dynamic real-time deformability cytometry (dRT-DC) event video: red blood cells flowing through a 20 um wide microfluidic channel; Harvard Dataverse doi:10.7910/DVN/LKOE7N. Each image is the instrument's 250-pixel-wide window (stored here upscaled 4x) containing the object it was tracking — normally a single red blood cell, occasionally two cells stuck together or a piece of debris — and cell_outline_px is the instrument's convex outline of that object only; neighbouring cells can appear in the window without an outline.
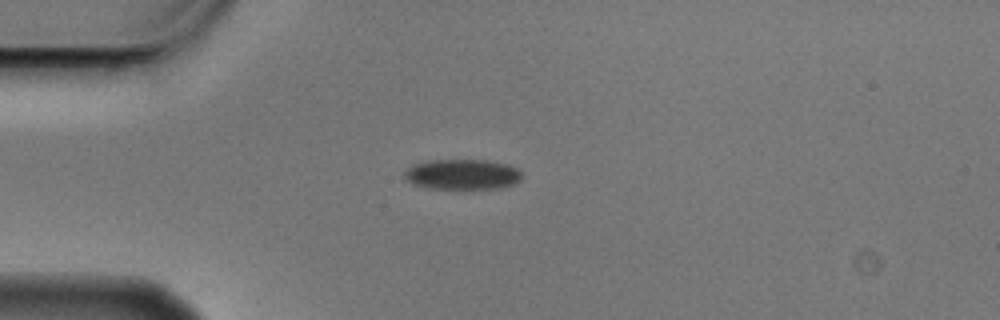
{"species": "Egyptian fruit bat (a non-hibernating species)", "species_latin": "Rousettus aegyptiacus", "temperature_condition": "cold", "stored_images_in_passage": 3, "camera_frame_rate_fps": 3000, "um_per_image_px": 0.085, "animal": {"sex": "male"}, "frame": {"image": 1, "passage_image": 1, "time_ms": 0.0, "image_size_px": [1000, 320], "cell_outline_px": [[520, 180], [504, 188], [424, 188], [412, 184], [404, 180], [404, 172], [412, 164], [424, 160], [488, 160], [508, 164], [516, 168], [520, 172]], "centroid_in_image_um": [39.23, 14.81], "position_along_channel_um": 45.8, "area_um2": 20.92}}
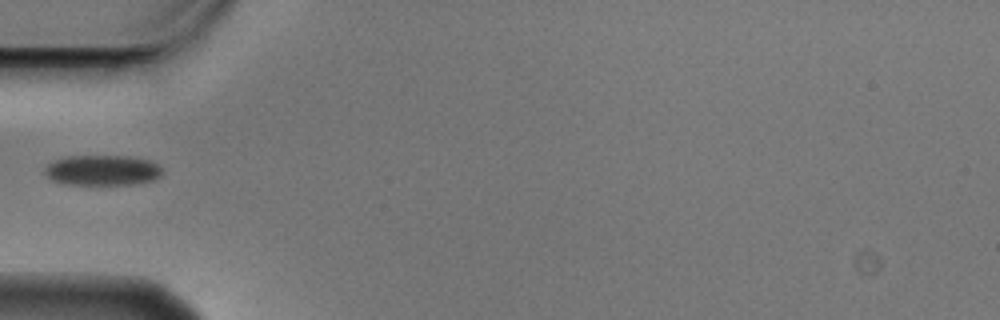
{"frame": {"image": 2, "passage_image": 2, "time_ms": 0.333, "image_size_px": [1000, 320], "cell_outline_px": [[160, 176], [156, 180], [132, 184], [68, 184], [52, 180], [44, 172], [44, 168], [48, 164], [56, 160], [68, 156], [128, 156], [148, 160], [156, 164], [160, 168]], "centroid_in_image_um": [8.69, 14.47], "position_along_channel_um": 76.3, "area_um2": 20.52}}
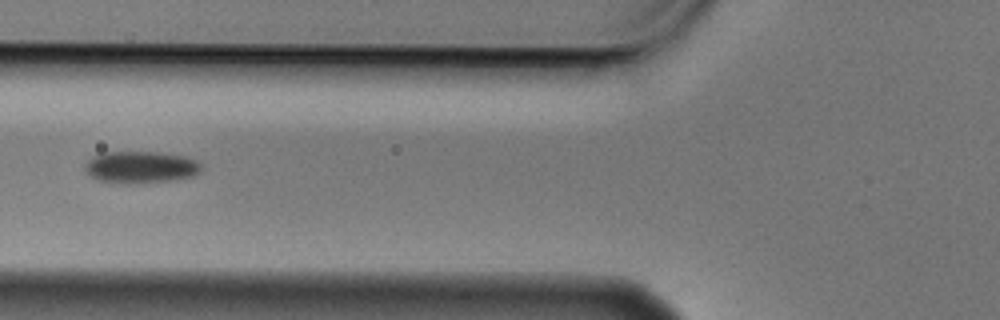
{"frame": {"image": 3, "passage_image": 3, "time_ms": 0.667, "image_size_px": [1000, 320], "cell_outline_px": [[200, 172], [192, 176], [172, 180], [128, 184], [100, 180], [92, 176], [84, 168], [84, 164], [88, 160], [104, 152], [156, 152], [184, 156], [196, 160], [200, 164]], "centroid_in_image_um": [11.97, 14.2], "position_along_channel_um": 113.8, "area_um2": 21.33}}